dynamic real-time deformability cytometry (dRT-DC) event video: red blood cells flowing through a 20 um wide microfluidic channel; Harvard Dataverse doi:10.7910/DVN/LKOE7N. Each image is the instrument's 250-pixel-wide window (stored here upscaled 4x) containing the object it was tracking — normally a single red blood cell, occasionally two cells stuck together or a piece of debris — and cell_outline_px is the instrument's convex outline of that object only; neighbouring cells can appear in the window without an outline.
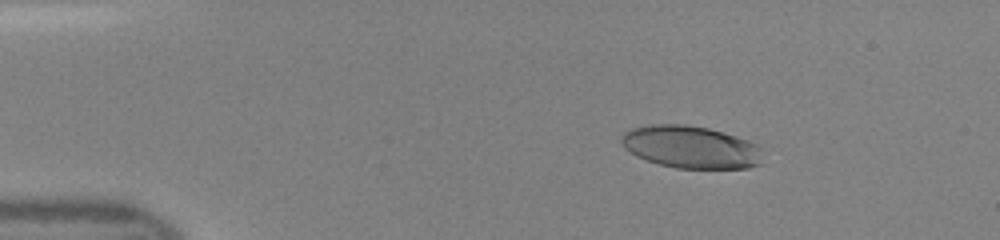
{"species": "human", "species_latin": "Homo sapiens", "temperature_condition": "room temperature", "stored_images_in_passage": 40, "camera_frame_rate_fps": 3000, "um_per_image_px": 0.085, "donor": {"sex": "female"}, "frame": {"image": 1, "passage_image": 8, "time_ms": 2.333, "image_size_px": [1000, 240], "cell_outline_px": [[760, 164], [748, 168], [676, 168], [660, 164], [636, 156], [624, 148], [620, 140], [620, 136], [624, 132], [632, 128], [648, 124], [684, 124], [708, 128], [724, 132], [760, 144]], "centroid_in_image_um": [58.7, 12.48], "position_along_channel_um": 26.3, "area_um2": 35.08}}
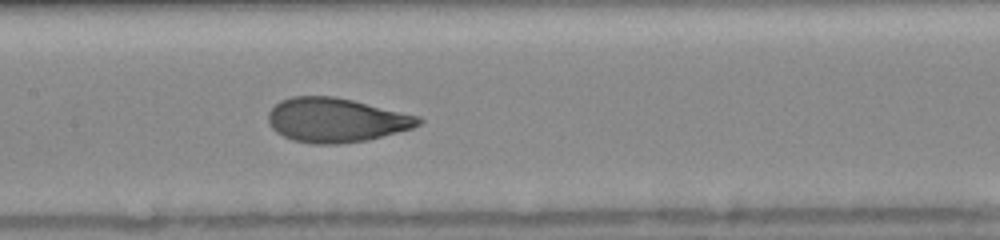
{"frame": {"image": 2, "passage_image": 24, "time_ms": 7.667, "image_size_px": [1000, 240], "cell_outline_px": [[424, 120], [420, 124], [412, 128], [368, 140], [340, 144], [312, 144], [292, 140], [276, 132], [272, 128], [268, 120], [268, 112], [280, 100], [292, 96], [336, 96], [420, 116]], "centroid_in_image_um": [28.56, 10.2], "position_along_channel_um": 178.8, "area_um2": 38.9}}
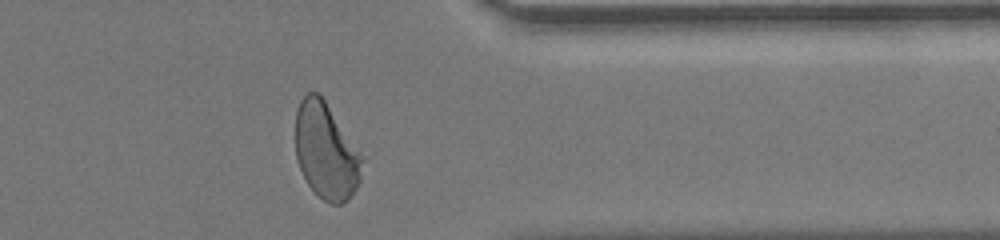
{"frame": {"image": 3, "passage_image": 39, "time_ms": 12.667, "image_size_px": [1000, 240], "cell_outline_px": [[368, 156], [360, 180], [356, 188], [348, 200], [340, 204], [332, 204], [324, 200], [308, 184], [300, 168], [296, 156], [296, 112], [300, 100], [308, 92], [316, 92], [324, 100]], "centroid_in_image_um": [27.81, 12.83], "position_along_channel_um": 383.6, "area_um2": 38.26}}